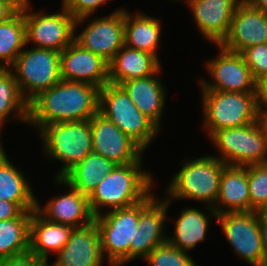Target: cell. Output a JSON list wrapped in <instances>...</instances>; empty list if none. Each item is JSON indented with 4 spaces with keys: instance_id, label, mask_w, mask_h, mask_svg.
<instances>
[{
    "instance_id": "obj_36",
    "label": "cell",
    "mask_w": 267,
    "mask_h": 266,
    "mask_svg": "<svg viewBox=\"0 0 267 266\" xmlns=\"http://www.w3.org/2000/svg\"><path fill=\"white\" fill-rule=\"evenodd\" d=\"M49 264L46 260L38 258L30 250L22 254L0 259V266H48Z\"/></svg>"
},
{
    "instance_id": "obj_34",
    "label": "cell",
    "mask_w": 267,
    "mask_h": 266,
    "mask_svg": "<svg viewBox=\"0 0 267 266\" xmlns=\"http://www.w3.org/2000/svg\"><path fill=\"white\" fill-rule=\"evenodd\" d=\"M253 78L259 82L267 75V43L251 46L241 53Z\"/></svg>"
},
{
    "instance_id": "obj_38",
    "label": "cell",
    "mask_w": 267,
    "mask_h": 266,
    "mask_svg": "<svg viewBox=\"0 0 267 266\" xmlns=\"http://www.w3.org/2000/svg\"><path fill=\"white\" fill-rule=\"evenodd\" d=\"M257 220L261 231L264 253V266H267V209L256 211Z\"/></svg>"
},
{
    "instance_id": "obj_22",
    "label": "cell",
    "mask_w": 267,
    "mask_h": 266,
    "mask_svg": "<svg viewBox=\"0 0 267 266\" xmlns=\"http://www.w3.org/2000/svg\"><path fill=\"white\" fill-rule=\"evenodd\" d=\"M161 68L145 78L131 79L120 85L128 93L135 106L148 117L158 128H161V117L165 105V86L158 79Z\"/></svg>"
},
{
    "instance_id": "obj_4",
    "label": "cell",
    "mask_w": 267,
    "mask_h": 266,
    "mask_svg": "<svg viewBox=\"0 0 267 266\" xmlns=\"http://www.w3.org/2000/svg\"><path fill=\"white\" fill-rule=\"evenodd\" d=\"M201 91L203 128L209 137L220 129L246 126L262 118L258 92Z\"/></svg>"
},
{
    "instance_id": "obj_12",
    "label": "cell",
    "mask_w": 267,
    "mask_h": 266,
    "mask_svg": "<svg viewBox=\"0 0 267 266\" xmlns=\"http://www.w3.org/2000/svg\"><path fill=\"white\" fill-rule=\"evenodd\" d=\"M218 47L219 55L206 64L213 80L211 82L199 80L201 90L258 92V82L253 78L243 55L230 52L219 45Z\"/></svg>"
},
{
    "instance_id": "obj_15",
    "label": "cell",
    "mask_w": 267,
    "mask_h": 266,
    "mask_svg": "<svg viewBox=\"0 0 267 266\" xmlns=\"http://www.w3.org/2000/svg\"><path fill=\"white\" fill-rule=\"evenodd\" d=\"M267 43V13L248 0H241L234 12L229 32L222 48L242 53L247 48Z\"/></svg>"
},
{
    "instance_id": "obj_20",
    "label": "cell",
    "mask_w": 267,
    "mask_h": 266,
    "mask_svg": "<svg viewBox=\"0 0 267 266\" xmlns=\"http://www.w3.org/2000/svg\"><path fill=\"white\" fill-rule=\"evenodd\" d=\"M56 260L48 266H101L100 234L95 224L74 228Z\"/></svg>"
},
{
    "instance_id": "obj_33",
    "label": "cell",
    "mask_w": 267,
    "mask_h": 266,
    "mask_svg": "<svg viewBox=\"0 0 267 266\" xmlns=\"http://www.w3.org/2000/svg\"><path fill=\"white\" fill-rule=\"evenodd\" d=\"M144 260L150 266H197L187 252L168 242L156 247Z\"/></svg>"
},
{
    "instance_id": "obj_2",
    "label": "cell",
    "mask_w": 267,
    "mask_h": 266,
    "mask_svg": "<svg viewBox=\"0 0 267 266\" xmlns=\"http://www.w3.org/2000/svg\"><path fill=\"white\" fill-rule=\"evenodd\" d=\"M142 158L137 162L117 165L95 187L88 197L90 211L93 217L102 214L101 206L112 210L132 206L151 193L153 177L148 171L142 170Z\"/></svg>"
},
{
    "instance_id": "obj_42",
    "label": "cell",
    "mask_w": 267,
    "mask_h": 266,
    "mask_svg": "<svg viewBox=\"0 0 267 266\" xmlns=\"http://www.w3.org/2000/svg\"><path fill=\"white\" fill-rule=\"evenodd\" d=\"M11 2L18 10H22L26 5L30 3L29 0H7Z\"/></svg>"
},
{
    "instance_id": "obj_17",
    "label": "cell",
    "mask_w": 267,
    "mask_h": 266,
    "mask_svg": "<svg viewBox=\"0 0 267 266\" xmlns=\"http://www.w3.org/2000/svg\"><path fill=\"white\" fill-rule=\"evenodd\" d=\"M60 75L62 80L87 83L101 89L109 82V66L101 56L73 41L60 53Z\"/></svg>"
},
{
    "instance_id": "obj_14",
    "label": "cell",
    "mask_w": 267,
    "mask_h": 266,
    "mask_svg": "<svg viewBox=\"0 0 267 266\" xmlns=\"http://www.w3.org/2000/svg\"><path fill=\"white\" fill-rule=\"evenodd\" d=\"M151 193L141 201V213L135 229L134 244H130V261L145 259L156 247L167 242L165 221L170 200L161 201Z\"/></svg>"
},
{
    "instance_id": "obj_29",
    "label": "cell",
    "mask_w": 267,
    "mask_h": 266,
    "mask_svg": "<svg viewBox=\"0 0 267 266\" xmlns=\"http://www.w3.org/2000/svg\"><path fill=\"white\" fill-rule=\"evenodd\" d=\"M31 216L32 211H24L18 218L0 221V259L29 251Z\"/></svg>"
},
{
    "instance_id": "obj_1",
    "label": "cell",
    "mask_w": 267,
    "mask_h": 266,
    "mask_svg": "<svg viewBox=\"0 0 267 266\" xmlns=\"http://www.w3.org/2000/svg\"><path fill=\"white\" fill-rule=\"evenodd\" d=\"M98 87L61 80L28 104V123L40 130L58 122L90 120L99 112Z\"/></svg>"
},
{
    "instance_id": "obj_16",
    "label": "cell",
    "mask_w": 267,
    "mask_h": 266,
    "mask_svg": "<svg viewBox=\"0 0 267 266\" xmlns=\"http://www.w3.org/2000/svg\"><path fill=\"white\" fill-rule=\"evenodd\" d=\"M90 122L94 153L117 165L131 164L142 157L144 151L102 114L98 112Z\"/></svg>"
},
{
    "instance_id": "obj_23",
    "label": "cell",
    "mask_w": 267,
    "mask_h": 266,
    "mask_svg": "<svg viewBox=\"0 0 267 266\" xmlns=\"http://www.w3.org/2000/svg\"><path fill=\"white\" fill-rule=\"evenodd\" d=\"M159 60L153 54L124 45L108 63L109 82L120 85L131 79L153 75L161 68Z\"/></svg>"
},
{
    "instance_id": "obj_5",
    "label": "cell",
    "mask_w": 267,
    "mask_h": 266,
    "mask_svg": "<svg viewBox=\"0 0 267 266\" xmlns=\"http://www.w3.org/2000/svg\"><path fill=\"white\" fill-rule=\"evenodd\" d=\"M99 113L113 122L143 151L160 129L135 106L121 85L110 82L99 91Z\"/></svg>"
},
{
    "instance_id": "obj_18",
    "label": "cell",
    "mask_w": 267,
    "mask_h": 266,
    "mask_svg": "<svg viewBox=\"0 0 267 266\" xmlns=\"http://www.w3.org/2000/svg\"><path fill=\"white\" fill-rule=\"evenodd\" d=\"M241 0H187L203 37L220 45L226 38L238 3Z\"/></svg>"
},
{
    "instance_id": "obj_25",
    "label": "cell",
    "mask_w": 267,
    "mask_h": 266,
    "mask_svg": "<svg viewBox=\"0 0 267 266\" xmlns=\"http://www.w3.org/2000/svg\"><path fill=\"white\" fill-rule=\"evenodd\" d=\"M28 183L24 174L7 158L0 142V199L16 203L23 211L36 210L37 199Z\"/></svg>"
},
{
    "instance_id": "obj_31",
    "label": "cell",
    "mask_w": 267,
    "mask_h": 266,
    "mask_svg": "<svg viewBox=\"0 0 267 266\" xmlns=\"http://www.w3.org/2000/svg\"><path fill=\"white\" fill-rule=\"evenodd\" d=\"M11 113L15 120L28 123V103L21 95L12 71L0 68V129Z\"/></svg>"
},
{
    "instance_id": "obj_39",
    "label": "cell",
    "mask_w": 267,
    "mask_h": 266,
    "mask_svg": "<svg viewBox=\"0 0 267 266\" xmlns=\"http://www.w3.org/2000/svg\"><path fill=\"white\" fill-rule=\"evenodd\" d=\"M19 10L9 1L0 0V23L13 17Z\"/></svg>"
},
{
    "instance_id": "obj_37",
    "label": "cell",
    "mask_w": 267,
    "mask_h": 266,
    "mask_svg": "<svg viewBox=\"0 0 267 266\" xmlns=\"http://www.w3.org/2000/svg\"><path fill=\"white\" fill-rule=\"evenodd\" d=\"M23 212L16 203L0 199V221L18 218Z\"/></svg>"
},
{
    "instance_id": "obj_13",
    "label": "cell",
    "mask_w": 267,
    "mask_h": 266,
    "mask_svg": "<svg viewBox=\"0 0 267 266\" xmlns=\"http://www.w3.org/2000/svg\"><path fill=\"white\" fill-rule=\"evenodd\" d=\"M76 35L74 33L76 43L109 63L124 46V8L105 17L95 18Z\"/></svg>"
},
{
    "instance_id": "obj_9",
    "label": "cell",
    "mask_w": 267,
    "mask_h": 266,
    "mask_svg": "<svg viewBox=\"0 0 267 266\" xmlns=\"http://www.w3.org/2000/svg\"><path fill=\"white\" fill-rule=\"evenodd\" d=\"M140 213L141 201L94 218L100 234L102 256L108 259L110 266L130 262V244H134Z\"/></svg>"
},
{
    "instance_id": "obj_11",
    "label": "cell",
    "mask_w": 267,
    "mask_h": 266,
    "mask_svg": "<svg viewBox=\"0 0 267 266\" xmlns=\"http://www.w3.org/2000/svg\"><path fill=\"white\" fill-rule=\"evenodd\" d=\"M218 223L237 256L250 265L264 266V253L256 212L217 215Z\"/></svg>"
},
{
    "instance_id": "obj_27",
    "label": "cell",
    "mask_w": 267,
    "mask_h": 266,
    "mask_svg": "<svg viewBox=\"0 0 267 266\" xmlns=\"http://www.w3.org/2000/svg\"><path fill=\"white\" fill-rule=\"evenodd\" d=\"M116 166L115 162L92 152L71 168L62 179L69 186L89 197L104 176L111 173Z\"/></svg>"
},
{
    "instance_id": "obj_10",
    "label": "cell",
    "mask_w": 267,
    "mask_h": 266,
    "mask_svg": "<svg viewBox=\"0 0 267 266\" xmlns=\"http://www.w3.org/2000/svg\"><path fill=\"white\" fill-rule=\"evenodd\" d=\"M31 3L24 7L26 45L62 52L74 41L75 18L62 6L60 13L30 12Z\"/></svg>"
},
{
    "instance_id": "obj_28",
    "label": "cell",
    "mask_w": 267,
    "mask_h": 266,
    "mask_svg": "<svg viewBox=\"0 0 267 266\" xmlns=\"http://www.w3.org/2000/svg\"><path fill=\"white\" fill-rule=\"evenodd\" d=\"M174 235L167 242L181 251H189L205 240L209 217L196 208H184L174 221Z\"/></svg>"
},
{
    "instance_id": "obj_40",
    "label": "cell",
    "mask_w": 267,
    "mask_h": 266,
    "mask_svg": "<svg viewBox=\"0 0 267 266\" xmlns=\"http://www.w3.org/2000/svg\"><path fill=\"white\" fill-rule=\"evenodd\" d=\"M259 105L267 104V75L258 82Z\"/></svg>"
},
{
    "instance_id": "obj_43",
    "label": "cell",
    "mask_w": 267,
    "mask_h": 266,
    "mask_svg": "<svg viewBox=\"0 0 267 266\" xmlns=\"http://www.w3.org/2000/svg\"><path fill=\"white\" fill-rule=\"evenodd\" d=\"M260 108H261V117L267 126V104H262Z\"/></svg>"
},
{
    "instance_id": "obj_30",
    "label": "cell",
    "mask_w": 267,
    "mask_h": 266,
    "mask_svg": "<svg viewBox=\"0 0 267 266\" xmlns=\"http://www.w3.org/2000/svg\"><path fill=\"white\" fill-rule=\"evenodd\" d=\"M25 46L27 45L23 8L9 20L0 23V68H9Z\"/></svg>"
},
{
    "instance_id": "obj_8",
    "label": "cell",
    "mask_w": 267,
    "mask_h": 266,
    "mask_svg": "<svg viewBox=\"0 0 267 266\" xmlns=\"http://www.w3.org/2000/svg\"><path fill=\"white\" fill-rule=\"evenodd\" d=\"M10 68L15 71H12V74L28 104L41 92L62 80L60 52L51 49H23Z\"/></svg>"
},
{
    "instance_id": "obj_26",
    "label": "cell",
    "mask_w": 267,
    "mask_h": 266,
    "mask_svg": "<svg viewBox=\"0 0 267 266\" xmlns=\"http://www.w3.org/2000/svg\"><path fill=\"white\" fill-rule=\"evenodd\" d=\"M161 22L159 19L137 13L132 16L124 9V45L142 52L159 56L156 50L160 43Z\"/></svg>"
},
{
    "instance_id": "obj_21",
    "label": "cell",
    "mask_w": 267,
    "mask_h": 266,
    "mask_svg": "<svg viewBox=\"0 0 267 266\" xmlns=\"http://www.w3.org/2000/svg\"><path fill=\"white\" fill-rule=\"evenodd\" d=\"M213 209L217 215L250 212L248 166H225L220 180L218 198Z\"/></svg>"
},
{
    "instance_id": "obj_6",
    "label": "cell",
    "mask_w": 267,
    "mask_h": 266,
    "mask_svg": "<svg viewBox=\"0 0 267 266\" xmlns=\"http://www.w3.org/2000/svg\"><path fill=\"white\" fill-rule=\"evenodd\" d=\"M38 134L43 139L45 154L63 163L55 178H62L93 152L90 120L53 123L42 127Z\"/></svg>"
},
{
    "instance_id": "obj_32",
    "label": "cell",
    "mask_w": 267,
    "mask_h": 266,
    "mask_svg": "<svg viewBox=\"0 0 267 266\" xmlns=\"http://www.w3.org/2000/svg\"><path fill=\"white\" fill-rule=\"evenodd\" d=\"M250 211L267 209V163L248 165Z\"/></svg>"
},
{
    "instance_id": "obj_35",
    "label": "cell",
    "mask_w": 267,
    "mask_h": 266,
    "mask_svg": "<svg viewBox=\"0 0 267 266\" xmlns=\"http://www.w3.org/2000/svg\"><path fill=\"white\" fill-rule=\"evenodd\" d=\"M107 1L109 0H62V6L75 18L74 32H76V27Z\"/></svg>"
},
{
    "instance_id": "obj_7",
    "label": "cell",
    "mask_w": 267,
    "mask_h": 266,
    "mask_svg": "<svg viewBox=\"0 0 267 266\" xmlns=\"http://www.w3.org/2000/svg\"><path fill=\"white\" fill-rule=\"evenodd\" d=\"M226 165L248 166L267 163V126L261 118L242 127L215 131L210 138Z\"/></svg>"
},
{
    "instance_id": "obj_19",
    "label": "cell",
    "mask_w": 267,
    "mask_h": 266,
    "mask_svg": "<svg viewBox=\"0 0 267 266\" xmlns=\"http://www.w3.org/2000/svg\"><path fill=\"white\" fill-rule=\"evenodd\" d=\"M57 184H65L70 192L52 198L45 207L36 201V211L46 220L82 228L94 222L90 211L88 197L69 186L62 178H55Z\"/></svg>"
},
{
    "instance_id": "obj_3",
    "label": "cell",
    "mask_w": 267,
    "mask_h": 266,
    "mask_svg": "<svg viewBox=\"0 0 267 266\" xmlns=\"http://www.w3.org/2000/svg\"><path fill=\"white\" fill-rule=\"evenodd\" d=\"M186 161L184 166L172 178L166 193L169 200L192 199L207 204L212 217L217 219L213 209L218 198L220 180L226 166L214 155H207Z\"/></svg>"
},
{
    "instance_id": "obj_41",
    "label": "cell",
    "mask_w": 267,
    "mask_h": 266,
    "mask_svg": "<svg viewBox=\"0 0 267 266\" xmlns=\"http://www.w3.org/2000/svg\"><path fill=\"white\" fill-rule=\"evenodd\" d=\"M248 1H250L255 7H257L261 11L267 13V0H248Z\"/></svg>"
},
{
    "instance_id": "obj_24",
    "label": "cell",
    "mask_w": 267,
    "mask_h": 266,
    "mask_svg": "<svg viewBox=\"0 0 267 266\" xmlns=\"http://www.w3.org/2000/svg\"><path fill=\"white\" fill-rule=\"evenodd\" d=\"M73 229L69 225L50 222L34 210L30 219L29 250L48 262L49 253L57 254L69 240Z\"/></svg>"
}]
</instances>
